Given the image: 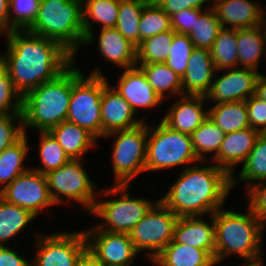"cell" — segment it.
<instances>
[{
    "instance_id": "1",
    "label": "cell",
    "mask_w": 266,
    "mask_h": 266,
    "mask_svg": "<svg viewBox=\"0 0 266 266\" xmlns=\"http://www.w3.org/2000/svg\"><path fill=\"white\" fill-rule=\"evenodd\" d=\"M4 38L7 48L0 52V64L22 97L56 78L74 62V56L60 43L27 30H13Z\"/></svg>"
},
{
    "instance_id": "2",
    "label": "cell",
    "mask_w": 266,
    "mask_h": 266,
    "mask_svg": "<svg viewBox=\"0 0 266 266\" xmlns=\"http://www.w3.org/2000/svg\"><path fill=\"white\" fill-rule=\"evenodd\" d=\"M202 162L180 170L165 195L159 198L178 217L208 216L225 207L228 201L231 176L212 161H206L207 165Z\"/></svg>"
},
{
    "instance_id": "3",
    "label": "cell",
    "mask_w": 266,
    "mask_h": 266,
    "mask_svg": "<svg viewBox=\"0 0 266 266\" xmlns=\"http://www.w3.org/2000/svg\"><path fill=\"white\" fill-rule=\"evenodd\" d=\"M246 212L226 209L213 213L215 227L214 261L222 263L236 255L244 261H255L263 257L262 241L265 227L247 206Z\"/></svg>"
},
{
    "instance_id": "4",
    "label": "cell",
    "mask_w": 266,
    "mask_h": 266,
    "mask_svg": "<svg viewBox=\"0 0 266 266\" xmlns=\"http://www.w3.org/2000/svg\"><path fill=\"white\" fill-rule=\"evenodd\" d=\"M72 93V64L53 80L28 91L22 98L23 130L49 131L67 120Z\"/></svg>"
},
{
    "instance_id": "5",
    "label": "cell",
    "mask_w": 266,
    "mask_h": 266,
    "mask_svg": "<svg viewBox=\"0 0 266 266\" xmlns=\"http://www.w3.org/2000/svg\"><path fill=\"white\" fill-rule=\"evenodd\" d=\"M26 30L60 43L76 59L85 40L82 0H40L35 20Z\"/></svg>"
},
{
    "instance_id": "6",
    "label": "cell",
    "mask_w": 266,
    "mask_h": 266,
    "mask_svg": "<svg viewBox=\"0 0 266 266\" xmlns=\"http://www.w3.org/2000/svg\"><path fill=\"white\" fill-rule=\"evenodd\" d=\"M111 185L104 189L100 188L90 214L102 220L96 224L100 230L129 234L158 200L131 196L128 192L129 184ZM110 196L111 198H108Z\"/></svg>"
},
{
    "instance_id": "7",
    "label": "cell",
    "mask_w": 266,
    "mask_h": 266,
    "mask_svg": "<svg viewBox=\"0 0 266 266\" xmlns=\"http://www.w3.org/2000/svg\"><path fill=\"white\" fill-rule=\"evenodd\" d=\"M76 62L74 59L72 63V93L66 121L86 129L99 140L102 139L101 98L110 80L98 67L89 76L85 75Z\"/></svg>"
},
{
    "instance_id": "8",
    "label": "cell",
    "mask_w": 266,
    "mask_h": 266,
    "mask_svg": "<svg viewBox=\"0 0 266 266\" xmlns=\"http://www.w3.org/2000/svg\"><path fill=\"white\" fill-rule=\"evenodd\" d=\"M149 124L145 172L159 173L178 166L183 170L200 161L194 152L190 134L172 130L161 120L155 126Z\"/></svg>"
},
{
    "instance_id": "9",
    "label": "cell",
    "mask_w": 266,
    "mask_h": 266,
    "mask_svg": "<svg viewBox=\"0 0 266 266\" xmlns=\"http://www.w3.org/2000/svg\"><path fill=\"white\" fill-rule=\"evenodd\" d=\"M82 159H70L66 164L45 174L50 196L53 202L58 205H65L75 202L91 213L96 199L98 198L99 187L91 180L89 172L84 167ZM97 189V190H95Z\"/></svg>"
},
{
    "instance_id": "10",
    "label": "cell",
    "mask_w": 266,
    "mask_h": 266,
    "mask_svg": "<svg viewBox=\"0 0 266 266\" xmlns=\"http://www.w3.org/2000/svg\"><path fill=\"white\" fill-rule=\"evenodd\" d=\"M148 122L127 129L111 132L102 139L114 138L111 148L113 184H129L145 172L148 139Z\"/></svg>"
},
{
    "instance_id": "11",
    "label": "cell",
    "mask_w": 266,
    "mask_h": 266,
    "mask_svg": "<svg viewBox=\"0 0 266 266\" xmlns=\"http://www.w3.org/2000/svg\"><path fill=\"white\" fill-rule=\"evenodd\" d=\"M35 234L31 266H76L87 251V241L83 230L54 231Z\"/></svg>"
},
{
    "instance_id": "12",
    "label": "cell",
    "mask_w": 266,
    "mask_h": 266,
    "mask_svg": "<svg viewBox=\"0 0 266 266\" xmlns=\"http://www.w3.org/2000/svg\"><path fill=\"white\" fill-rule=\"evenodd\" d=\"M178 216L159 199L129 232L135 250L150 262L173 240Z\"/></svg>"
},
{
    "instance_id": "13",
    "label": "cell",
    "mask_w": 266,
    "mask_h": 266,
    "mask_svg": "<svg viewBox=\"0 0 266 266\" xmlns=\"http://www.w3.org/2000/svg\"><path fill=\"white\" fill-rule=\"evenodd\" d=\"M0 197L30 211L37 218L45 210H50L47 207L56 206L50 196L45 174L31 168L7 185L0 192Z\"/></svg>"
},
{
    "instance_id": "14",
    "label": "cell",
    "mask_w": 266,
    "mask_h": 266,
    "mask_svg": "<svg viewBox=\"0 0 266 266\" xmlns=\"http://www.w3.org/2000/svg\"><path fill=\"white\" fill-rule=\"evenodd\" d=\"M92 226L83 230L87 251L102 265L132 266L140 257L128 233L102 231L95 224Z\"/></svg>"
},
{
    "instance_id": "15",
    "label": "cell",
    "mask_w": 266,
    "mask_h": 266,
    "mask_svg": "<svg viewBox=\"0 0 266 266\" xmlns=\"http://www.w3.org/2000/svg\"><path fill=\"white\" fill-rule=\"evenodd\" d=\"M218 73L220 76L216 77ZM259 74L253 69L239 67L216 70L210 91L206 95L209 101L207 104L217 105L248 100L255 94Z\"/></svg>"
},
{
    "instance_id": "16",
    "label": "cell",
    "mask_w": 266,
    "mask_h": 266,
    "mask_svg": "<svg viewBox=\"0 0 266 266\" xmlns=\"http://www.w3.org/2000/svg\"><path fill=\"white\" fill-rule=\"evenodd\" d=\"M206 102V96L177 97L170 102L168 111L160 120L172 130L191 135L208 117Z\"/></svg>"
},
{
    "instance_id": "17",
    "label": "cell",
    "mask_w": 266,
    "mask_h": 266,
    "mask_svg": "<svg viewBox=\"0 0 266 266\" xmlns=\"http://www.w3.org/2000/svg\"><path fill=\"white\" fill-rule=\"evenodd\" d=\"M113 87L131 105L136 115L139 109L150 110L152 108L154 110V107L160 108V104H163V100L137 66L123 69L117 84Z\"/></svg>"
},
{
    "instance_id": "18",
    "label": "cell",
    "mask_w": 266,
    "mask_h": 266,
    "mask_svg": "<svg viewBox=\"0 0 266 266\" xmlns=\"http://www.w3.org/2000/svg\"><path fill=\"white\" fill-rule=\"evenodd\" d=\"M131 105L111 84L103 88L101 98L102 138L115 131L134 128L146 119L138 118Z\"/></svg>"
},
{
    "instance_id": "19",
    "label": "cell",
    "mask_w": 266,
    "mask_h": 266,
    "mask_svg": "<svg viewBox=\"0 0 266 266\" xmlns=\"http://www.w3.org/2000/svg\"><path fill=\"white\" fill-rule=\"evenodd\" d=\"M259 135L260 132L251 127L226 134L218 154L211 161L230 176L235 175L236 166L247 159Z\"/></svg>"
},
{
    "instance_id": "20",
    "label": "cell",
    "mask_w": 266,
    "mask_h": 266,
    "mask_svg": "<svg viewBox=\"0 0 266 266\" xmlns=\"http://www.w3.org/2000/svg\"><path fill=\"white\" fill-rule=\"evenodd\" d=\"M204 219L203 216L179 217L175 228L173 240L176 243L189 245L205 250L213 259L215 257V227L213 214Z\"/></svg>"
},
{
    "instance_id": "21",
    "label": "cell",
    "mask_w": 266,
    "mask_h": 266,
    "mask_svg": "<svg viewBox=\"0 0 266 266\" xmlns=\"http://www.w3.org/2000/svg\"><path fill=\"white\" fill-rule=\"evenodd\" d=\"M216 73L210 50L194 48L181 78L183 95L206 96Z\"/></svg>"
},
{
    "instance_id": "22",
    "label": "cell",
    "mask_w": 266,
    "mask_h": 266,
    "mask_svg": "<svg viewBox=\"0 0 266 266\" xmlns=\"http://www.w3.org/2000/svg\"><path fill=\"white\" fill-rule=\"evenodd\" d=\"M259 0H213L212 8L222 27L243 29L259 26L261 16Z\"/></svg>"
},
{
    "instance_id": "23",
    "label": "cell",
    "mask_w": 266,
    "mask_h": 266,
    "mask_svg": "<svg viewBox=\"0 0 266 266\" xmlns=\"http://www.w3.org/2000/svg\"><path fill=\"white\" fill-rule=\"evenodd\" d=\"M97 37L98 53L116 68L128 69L137 64V47L115 27L100 29Z\"/></svg>"
},
{
    "instance_id": "24",
    "label": "cell",
    "mask_w": 266,
    "mask_h": 266,
    "mask_svg": "<svg viewBox=\"0 0 266 266\" xmlns=\"http://www.w3.org/2000/svg\"><path fill=\"white\" fill-rule=\"evenodd\" d=\"M120 0H82L83 28L85 40L83 47L96 42L94 23L100 29L113 28L118 19Z\"/></svg>"
},
{
    "instance_id": "25",
    "label": "cell",
    "mask_w": 266,
    "mask_h": 266,
    "mask_svg": "<svg viewBox=\"0 0 266 266\" xmlns=\"http://www.w3.org/2000/svg\"><path fill=\"white\" fill-rule=\"evenodd\" d=\"M49 132L70 159H83L82 157L98 145V140L91 133L68 121L51 128Z\"/></svg>"
},
{
    "instance_id": "26",
    "label": "cell",
    "mask_w": 266,
    "mask_h": 266,
    "mask_svg": "<svg viewBox=\"0 0 266 266\" xmlns=\"http://www.w3.org/2000/svg\"><path fill=\"white\" fill-rule=\"evenodd\" d=\"M214 259L200 248L172 240L152 261L155 266H212Z\"/></svg>"
},
{
    "instance_id": "27",
    "label": "cell",
    "mask_w": 266,
    "mask_h": 266,
    "mask_svg": "<svg viewBox=\"0 0 266 266\" xmlns=\"http://www.w3.org/2000/svg\"><path fill=\"white\" fill-rule=\"evenodd\" d=\"M237 50L238 67L260 73L258 70L261 59H266V40L260 26L238 29Z\"/></svg>"
},
{
    "instance_id": "28",
    "label": "cell",
    "mask_w": 266,
    "mask_h": 266,
    "mask_svg": "<svg viewBox=\"0 0 266 266\" xmlns=\"http://www.w3.org/2000/svg\"><path fill=\"white\" fill-rule=\"evenodd\" d=\"M241 166L240 173L231 176L232 190L238 183L245 182V193L254 184L266 181V133H260L255 146Z\"/></svg>"
},
{
    "instance_id": "29",
    "label": "cell",
    "mask_w": 266,
    "mask_h": 266,
    "mask_svg": "<svg viewBox=\"0 0 266 266\" xmlns=\"http://www.w3.org/2000/svg\"><path fill=\"white\" fill-rule=\"evenodd\" d=\"M29 134H25L14 145L0 153V192L9 185L16 177L27 172L29 167L26 159L29 154Z\"/></svg>"
},
{
    "instance_id": "30",
    "label": "cell",
    "mask_w": 266,
    "mask_h": 266,
    "mask_svg": "<svg viewBox=\"0 0 266 266\" xmlns=\"http://www.w3.org/2000/svg\"><path fill=\"white\" fill-rule=\"evenodd\" d=\"M136 66L143 71L147 81L163 101L183 96L181 78L166 63Z\"/></svg>"
},
{
    "instance_id": "31",
    "label": "cell",
    "mask_w": 266,
    "mask_h": 266,
    "mask_svg": "<svg viewBox=\"0 0 266 266\" xmlns=\"http://www.w3.org/2000/svg\"><path fill=\"white\" fill-rule=\"evenodd\" d=\"M36 218L30 211L0 197V246H8L10 240L21 235L27 226L30 228L29 224Z\"/></svg>"
},
{
    "instance_id": "32",
    "label": "cell",
    "mask_w": 266,
    "mask_h": 266,
    "mask_svg": "<svg viewBox=\"0 0 266 266\" xmlns=\"http://www.w3.org/2000/svg\"><path fill=\"white\" fill-rule=\"evenodd\" d=\"M208 117L225 134L250 127L245 101L208 106Z\"/></svg>"
},
{
    "instance_id": "33",
    "label": "cell",
    "mask_w": 266,
    "mask_h": 266,
    "mask_svg": "<svg viewBox=\"0 0 266 266\" xmlns=\"http://www.w3.org/2000/svg\"><path fill=\"white\" fill-rule=\"evenodd\" d=\"M225 135L226 134L207 117L199 128L191 134L192 145L197 158L203 162L211 161L218 154ZM208 153L210 154L209 157L207 156Z\"/></svg>"
},
{
    "instance_id": "34",
    "label": "cell",
    "mask_w": 266,
    "mask_h": 266,
    "mask_svg": "<svg viewBox=\"0 0 266 266\" xmlns=\"http://www.w3.org/2000/svg\"><path fill=\"white\" fill-rule=\"evenodd\" d=\"M237 35L238 29H220L210 49L216 70L238 67Z\"/></svg>"
},
{
    "instance_id": "35",
    "label": "cell",
    "mask_w": 266,
    "mask_h": 266,
    "mask_svg": "<svg viewBox=\"0 0 266 266\" xmlns=\"http://www.w3.org/2000/svg\"><path fill=\"white\" fill-rule=\"evenodd\" d=\"M150 0H120L115 28L136 47L140 45L139 23L144 6Z\"/></svg>"
},
{
    "instance_id": "36",
    "label": "cell",
    "mask_w": 266,
    "mask_h": 266,
    "mask_svg": "<svg viewBox=\"0 0 266 266\" xmlns=\"http://www.w3.org/2000/svg\"><path fill=\"white\" fill-rule=\"evenodd\" d=\"M38 134L40 137L38 138L39 145L37 146L39 147L37 152L41 165L35 167L33 165L31 169L46 174L51 170L58 169L70 160L59 142L49 131H39Z\"/></svg>"
},
{
    "instance_id": "37",
    "label": "cell",
    "mask_w": 266,
    "mask_h": 266,
    "mask_svg": "<svg viewBox=\"0 0 266 266\" xmlns=\"http://www.w3.org/2000/svg\"><path fill=\"white\" fill-rule=\"evenodd\" d=\"M175 31L169 30L146 38L137 47V64L165 63Z\"/></svg>"
},
{
    "instance_id": "38",
    "label": "cell",
    "mask_w": 266,
    "mask_h": 266,
    "mask_svg": "<svg viewBox=\"0 0 266 266\" xmlns=\"http://www.w3.org/2000/svg\"><path fill=\"white\" fill-rule=\"evenodd\" d=\"M221 28L215 10L210 7L200 17H195L194 29L189 37L195 48L210 50Z\"/></svg>"
},
{
    "instance_id": "39",
    "label": "cell",
    "mask_w": 266,
    "mask_h": 266,
    "mask_svg": "<svg viewBox=\"0 0 266 266\" xmlns=\"http://www.w3.org/2000/svg\"><path fill=\"white\" fill-rule=\"evenodd\" d=\"M172 30L170 16L152 0L143 8L140 17V44L146 38Z\"/></svg>"
},
{
    "instance_id": "40",
    "label": "cell",
    "mask_w": 266,
    "mask_h": 266,
    "mask_svg": "<svg viewBox=\"0 0 266 266\" xmlns=\"http://www.w3.org/2000/svg\"><path fill=\"white\" fill-rule=\"evenodd\" d=\"M194 48L189 35L174 33L169 55L165 63L180 78H182L186 72L188 60Z\"/></svg>"
},
{
    "instance_id": "41",
    "label": "cell",
    "mask_w": 266,
    "mask_h": 266,
    "mask_svg": "<svg viewBox=\"0 0 266 266\" xmlns=\"http://www.w3.org/2000/svg\"><path fill=\"white\" fill-rule=\"evenodd\" d=\"M40 0H9L10 33L26 30L35 20Z\"/></svg>"
},
{
    "instance_id": "42",
    "label": "cell",
    "mask_w": 266,
    "mask_h": 266,
    "mask_svg": "<svg viewBox=\"0 0 266 266\" xmlns=\"http://www.w3.org/2000/svg\"><path fill=\"white\" fill-rule=\"evenodd\" d=\"M22 98L9 73L0 64V115L22 114Z\"/></svg>"
},
{
    "instance_id": "43",
    "label": "cell",
    "mask_w": 266,
    "mask_h": 266,
    "mask_svg": "<svg viewBox=\"0 0 266 266\" xmlns=\"http://www.w3.org/2000/svg\"><path fill=\"white\" fill-rule=\"evenodd\" d=\"M24 135L22 114L0 115V153Z\"/></svg>"
},
{
    "instance_id": "44",
    "label": "cell",
    "mask_w": 266,
    "mask_h": 266,
    "mask_svg": "<svg viewBox=\"0 0 266 266\" xmlns=\"http://www.w3.org/2000/svg\"><path fill=\"white\" fill-rule=\"evenodd\" d=\"M245 194L247 206L266 228V181L254 184Z\"/></svg>"
},
{
    "instance_id": "45",
    "label": "cell",
    "mask_w": 266,
    "mask_h": 266,
    "mask_svg": "<svg viewBox=\"0 0 266 266\" xmlns=\"http://www.w3.org/2000/svg\"><path fill=\"white\" fill-rule=\"evenodd\" d=\"M245 102L250 127L260 133H266V101L254 94Z\"/></svg>"
},
{
    "instance_id": "46",
    "label": "cell",
    "mask_w": 266,
    "mask_h": 266,
    "mask_svg": "<svg viewBox=\"0 0 266 266\" xmlns=\"http://www.w3.org/2000/svg\"><path fill=\"white\" fill-rule=\"evenodd\" d=\"M205 10L189 8L173 13L170 15L172 30L175 33L189 35L194 29L195 17H200Z\"/></svg>"
},
{
    "instance_id": "47",
    "label": "cell",
    "mask_w": 266,
    "mask_h": 266,
    "mask_svg": "<svg viewBox=\"0 0 266 266\" xmlns=\"http://www.w3.org/2000/svg\"><path fill=\"white\" fill-rule=\"evenodd\" d=\"M157 6L161 7L169 16L178 11L197 8L208 9L212 7L213 0H152ZM208 7H207V6Z\"/></svg>"
},
{
    "instance_id": "48",
    "label": "cell",
    "mask_w": 266,
    "mask_h": 266,
    "mask_svg": "<svg viewBox=\"0 0 266 266\" xmlns=\"http://www.w3.org/2000/svg\"><path fill=\"white\" fill-rule=\"evenodd\" d=\"M26 258L11 246H0V266H31V258Z\"/></svg>"
},
{
    "instance_id": "49",
    "label": "cell",
    "mask_w": 266,
    "mask_h": 266,
    "mask_svg": "<svg viewBox=\"0 0 266 266\" xmlns=\"http://www.w3.org/2000/svg\"><path fill=\"white\" fill-rule=\"evenodd\" d=\"M10 33L9 0H0V35Z\"/></svg>"
},
{
    "instance_id": "50",
    "label": "cell",
    "mask_w": 266,
    "mask_h": 266,
    "mask_svg": "<svg viewBox=\"0 0 266 266\" xmlns=\"http://www.w3.org/2000/svg\"><path fill=\"white\" fill-rule=\"evenodd\" d=\"M255 95L266 101V74L260 73L256 81Z\"/></svg>"
},
{
    "instance_id": "51",
    "label": "cell",
    "mask_w": 266,
    "mask_h": 266,
    "mask_svg": "<svg viewBox=\"0 0 266 266\" xmlns=\"http://www.w3.org/2000/svg\"><path fill=\"white\" fill-rule=\"evenodd\" d=\"M76 266H103L88 251L80 258Z\"/></svg>"
},
{
    "instance_id": "52",
    "label": "cell",
    "mask_w": 266,
    "mask_h": 266,
    "mask_svg": "<svg viewBox=\"0 0 266 266\" xmlns=\"http://www.w3.org/2000/svg\"><path fill=\"white\" fill-rule=\"evenodd\" d=\"M265 10H266L265 4H264V6L261 5V16H260V24H259V26L262 29L263 36H264V38L266 40V11Z\"/></svg>"
},
{
    "instance_id": "53",
    "label": "cell",
    "mask_w": 266,
    "mask_h": 266,
    "mask_svg": "<svg viewBox=\"0 0 266 266\" xmlns=\"http://www.w3.org/2000/svg\"><path fill=\"white\" fill-rule=\"evenodd\" d=\"M263 264H264V258H261L255 261H244L239 266H266L265 264L264 265Z\"/></svg>"
},
{
    "instance_id": "54",
    "label": "cell",
    "mask_w": 266,
    "mask_h": 266,
    "mask_svg": "<svg viewBox=\"0 0 266 266\" xmlns=\"http://www.w3.org/2000/svg\"><path fill=\"white\" fill-rule=\"evenodd\" d=\"M218 264H219L220 266H222L220 263H217V262H215L212 266H219ZM223 266H224V265H223Z\"/></svg>"
}]
</instances>
